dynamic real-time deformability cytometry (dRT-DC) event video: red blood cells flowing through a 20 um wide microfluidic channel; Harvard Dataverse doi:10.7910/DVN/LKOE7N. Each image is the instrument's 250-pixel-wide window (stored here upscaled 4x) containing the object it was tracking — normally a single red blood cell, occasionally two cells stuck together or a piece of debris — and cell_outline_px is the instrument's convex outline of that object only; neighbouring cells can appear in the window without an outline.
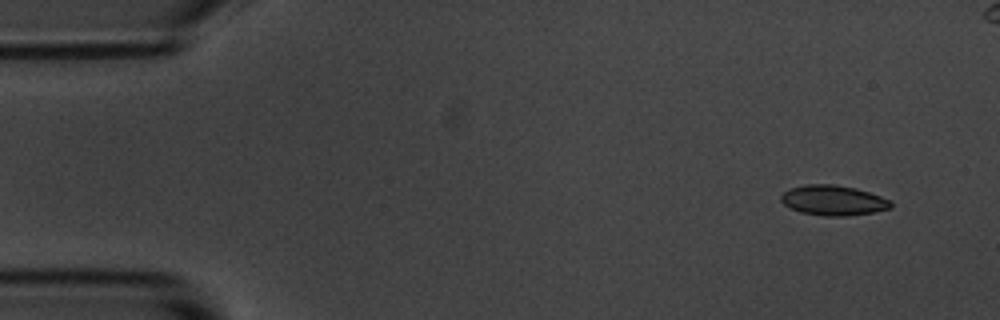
{"species": "common noctule bat (a hibernating species)", "species_latin": "Nyctalus noctula", "temperature_condition": "room temperature", "stored_images_in_passage": 5, "camera_frame_rate_fps": 3000, "um_per_image_px": 0.085, "animal": {"sex": "male", "body_mass_g": 20.1, "forearm_length_mm": 53.5}, "frame": {"image": 1, "passage_image": 1, "time_ms": 0.0, "image_size_px": [1000, 320], "cell_outline_px": [[892, 208], [872, 212], [848, 216], [824, 216], [800, 212], [784, 204], [780, 200], [780, 196], [788, 188], [804, 184], [836, 184], [856, 188], [880, 196], [888, 200], [892, 204]], "centroid_in_image_um": [70.79, 17.02], "position_along_channel_um": 14.2, "area_um2": 19.31}}